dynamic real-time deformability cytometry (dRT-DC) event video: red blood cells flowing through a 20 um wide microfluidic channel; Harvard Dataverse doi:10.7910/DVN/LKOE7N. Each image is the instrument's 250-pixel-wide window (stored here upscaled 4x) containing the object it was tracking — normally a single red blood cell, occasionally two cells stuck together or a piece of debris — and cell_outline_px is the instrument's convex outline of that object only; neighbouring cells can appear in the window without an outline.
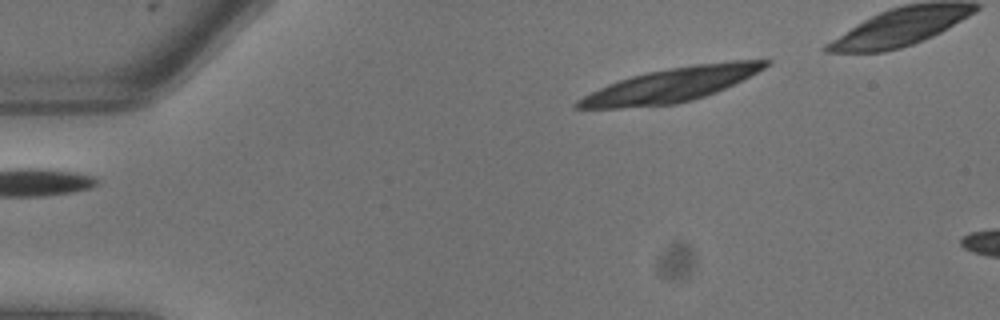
{"species": "common noctule bat (a hibernating species)", "species_latin": "Nyctalus noctula", "temperature_condition": "warm", "stored_images_in_passage": 4, "camera_frame_rate_fps": 3000, "um_per_image_px": 0.085, "animal": {"sex": "male", "body_mass_g": 13.3}, "frame": {"image": 1, "passage_image": 1, "time_ms": 0.0, "image_size_px": [1000, 320], "cell_outline_px": [[772, 64], [716, 92], [692, 100], [676, 104], [620, 108], [572, 108], [576, 100], [608, 84], [632, 76], [648, 72], [668, 68], [696, 64], [732, 60], [772, 60]], "centroid_in_image_um": [57.03, 7.22], "position_along_channel_um": 28.0, "area_um2": 36.7}}